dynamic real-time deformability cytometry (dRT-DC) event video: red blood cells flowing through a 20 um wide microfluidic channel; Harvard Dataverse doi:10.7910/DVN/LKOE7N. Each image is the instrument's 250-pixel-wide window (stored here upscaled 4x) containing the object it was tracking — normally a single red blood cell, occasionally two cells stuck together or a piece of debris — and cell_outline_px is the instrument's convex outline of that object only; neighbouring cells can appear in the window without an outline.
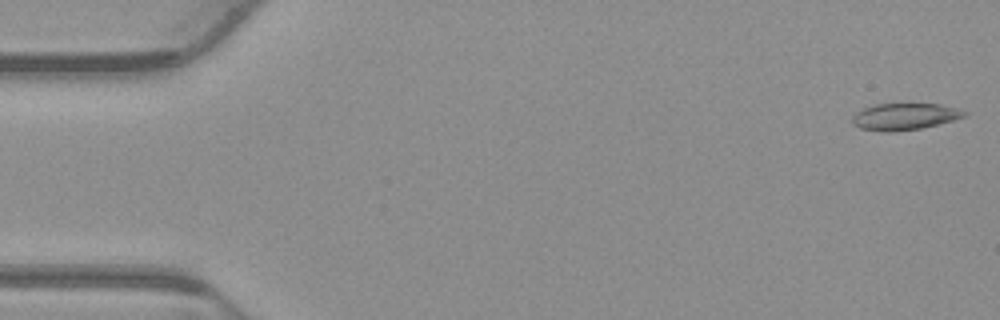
{"species": "common noctule bat (a hibernating species)", "species_latin": "Nyctalus noctula", "temperature_condition": "warm", "stored_images_in_passage": 53, "camera_frame_rate_fps": 3000, "um_per_image_px": 0.085, "animal": {"sex": "male", "body_mass_g": 23.1, "forearm_length_mm": 52.7}, "frame": {"image": 1, "passage_image": 1, "time_ms": 0.0, "image_size_px": [1000, 320], "cell_outline_px": [[968, 116], [920, 128], [892, 132], [888, 132], [860, 128], [852, 124], [852, 116], [856, 112], [864, 108], [876, 104], [908, 100], [940, 104], [960, 108], [968, 112]], "centroid_in_image_um": [76.92, 9.84], "position_along_channel_um": 8.1, "area_um2": 18.32}}
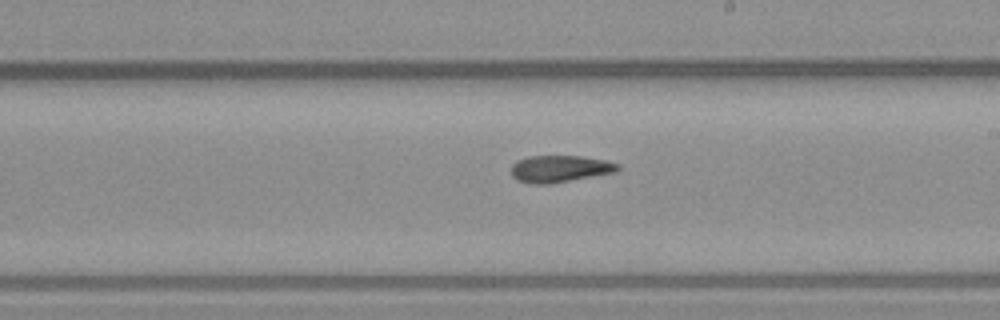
{"frame": {"image": 2, "passage_image": 30, "time_ms": 9.667, "image_size_px": [1000, 320], "cell_outline_px": [[620, 168], [616, 172], [552, 184], [532, 184], [516, 180], [512, 176], [512, 164], [516, 160], [528, 156], [580, 156], [604, 160], [620, 164]], "centroid_in_image_um": [47.57, 14.35], "position_along_channel_um": 241.4, "area_um2": 16.88}}
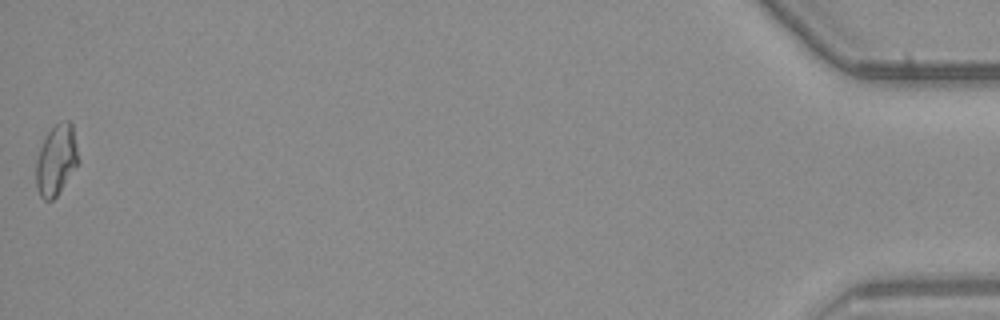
{"frame": {"image": 3, "passage_image": 53, "time_ms": 17.333, "image_size_px": [1000, 320], "cell_outline_px": [[80, 160], [56, 196], [52, 200], [44, 200], [40, 196], [36, 188], [36, 160], [40, 148], [48, 132], [56, 124], [68, 120], [72, 124]], "centroid_in_image_um": [4.78, 13.61], "position_along_channel_um": 430.4, "area_um2": 17.17}, "authors_computed_cell_mechanics": {"area_um2": 17.2822, "velocity_mm_per_s": 3.8531, "shape_relaxation_time_tau1_ms": null, "shape_relaxation_time_tau2_ms": 5.9685, "deformation_change_tau1": null, "deformation_change_tau2": 0.1288}}